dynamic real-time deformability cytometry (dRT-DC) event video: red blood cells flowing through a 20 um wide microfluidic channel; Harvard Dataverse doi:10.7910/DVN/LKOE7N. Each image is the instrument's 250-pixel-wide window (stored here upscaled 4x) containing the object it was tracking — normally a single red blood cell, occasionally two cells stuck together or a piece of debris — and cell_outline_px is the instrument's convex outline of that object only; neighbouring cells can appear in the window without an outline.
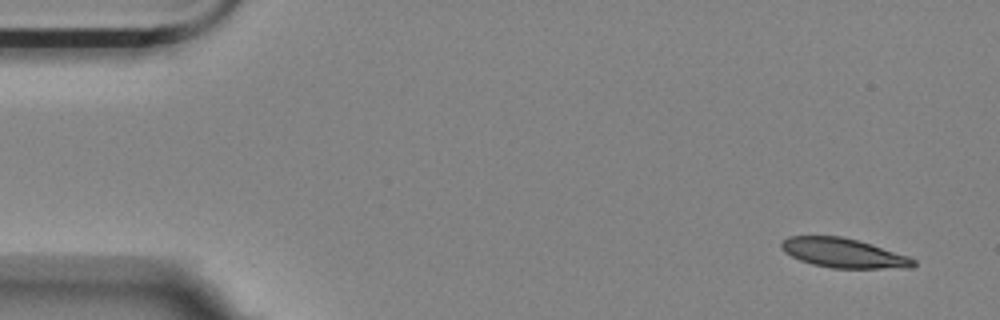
{"species": "Egyptian fruit bat (a non-hibernating species)", "species_latin": "Rousettus aegyptiacus", "temperature_condition": "room temperature", "stored_images_in_passage": 8, "camera_frame_rate_fps": 3000, "um_per_image_px": 0.085, "animal": {"sex": "female"}, "frame": {"image": 1, "passage_image": 1, "time_ms": 0.0, "image_size_px": [1000, 320], "cell_outline_px": [[916, 264], [912, 268], [832, 268], [812, 264], [800, 260], [784, 252], [780, 248], [780, 244], [788, 236], [840, 236], [872, 244], [908, 256], [916, 260]], "centroid_in_image_um": [71.7, 21.51], "position_along_channel_um": 13.3, "area_um2": 22.6}}
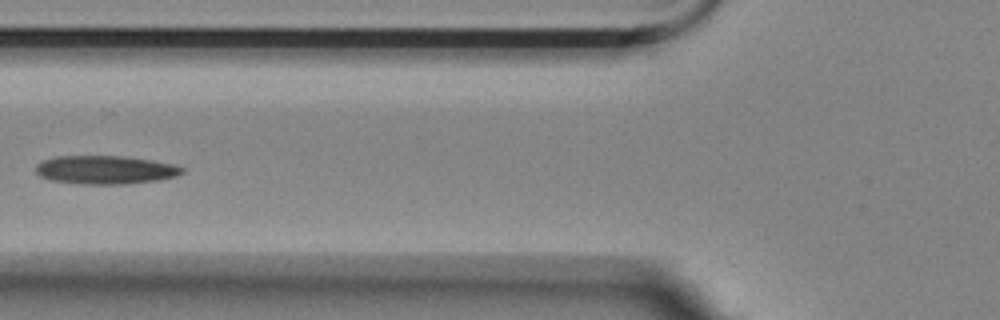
{"frame": {"image": 2, "passage_image": 6, "time_ms": 6.0, "image_size_px": [1000, 320], "cell_outline_px": [[184, 172], [176, 176], [160, 180], [124, 184], [80, 184], [52, 180], [40, 176], [36, 172], [36, 164], [44, 160], [56, 156], [124, 156], [152, 160], [172, 164], [184, 168]], "centroid_in_image_um": [8.96, 14.43], "position_along_channel_um": 116.8, "area_um2": 24.28}}
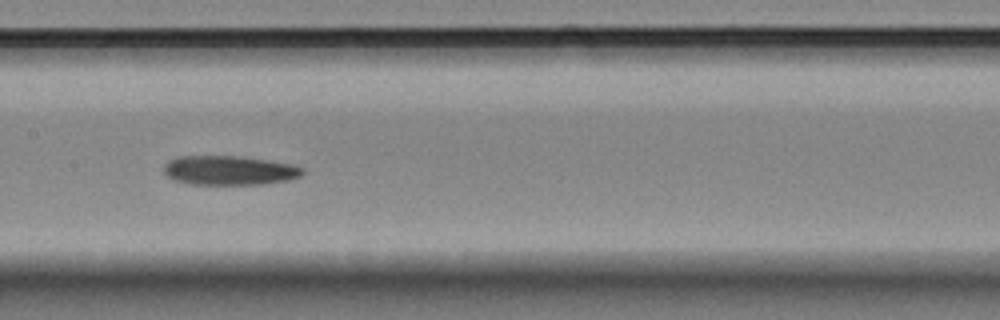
{"frame": {"image": 3, "passage_image": 8, "time_ms": 8.0, "image_size_px": [1000, 320], "cell_outline_px": [[304, 172], [300, 176], [288, 180], [260, 184], [188, 184], [176, 180], [168, 176], [164, 172], [164, 164], [168, 160], [176, 156], [236, 156], [292, 164], [304, 168]], "centroid_in_image_um": [19.46, 14.48], "position_along_channel_um": 187.9, "area_um2": 23.52}}